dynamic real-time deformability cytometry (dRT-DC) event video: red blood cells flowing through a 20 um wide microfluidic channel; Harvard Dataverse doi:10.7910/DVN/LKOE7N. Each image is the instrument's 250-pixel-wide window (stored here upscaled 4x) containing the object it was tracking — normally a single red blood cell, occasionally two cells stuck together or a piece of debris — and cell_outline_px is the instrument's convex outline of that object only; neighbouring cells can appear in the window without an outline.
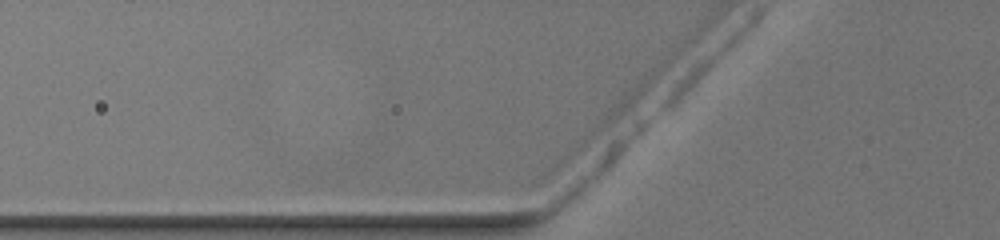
{"species": "common noctule bat (a hibernating species)", "species_latin": "Nyctalus noctula", "temperature_condition": "warm", "stored_images_in_passage": 3, "camera_frame_rate_fps": 3000, "um_per_image_px": 0.085, "animal": {"sex": "female", "body_mass_g": 19.5, "forearm_length_mm": 54.1}, "frame": {"image": 1, "passage_image": 2, "time_ms": 0.333, "image_size_px": [1000, 240], "cell_outline_px": [[660, 72], [628, 116], [552, 176], [544, 176], [544, 172], [556, 160], [624, 96], [652, 72], [660, 68]], "centroid_in_image_um": [51.35, 10.54], "position_along_channel_um": 74.4, "area_um2": 13.76}}